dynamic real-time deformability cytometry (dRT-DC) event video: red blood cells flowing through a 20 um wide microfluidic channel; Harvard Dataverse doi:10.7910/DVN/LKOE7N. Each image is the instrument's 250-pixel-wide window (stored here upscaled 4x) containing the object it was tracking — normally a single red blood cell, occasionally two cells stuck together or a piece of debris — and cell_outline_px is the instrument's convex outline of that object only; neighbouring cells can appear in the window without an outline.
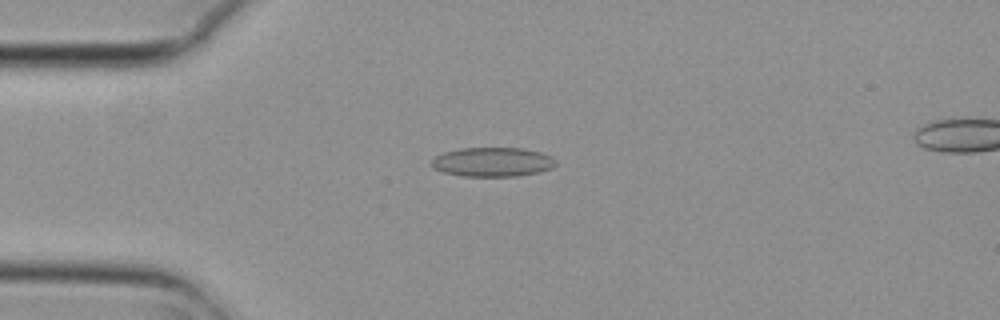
{"species": "common noctule bat (a hibernating species)", "species_latin": "Nyctalus noctula", "temperature_condition": "cold", "stored_images_in_passage": 5, "camera_frame_rate_fps": 3000, "um_per_image_px": 0.085, "animal": {"sex": "female", "body_mass_g": 29.2, "forearm_length_mm": 56.3}, "frame": {"image": 1, "passage_image": 3, "time_ms": 0.667, "image_size_px": [1000, 320], "cell_outline_px": [[556, 164], [552, 168], [540, 172], [516, 176], [460, 176], [444, 172], [432, 168], [428, 164], [432, 156], [444, 152], [460, 148], [524, 148], [540, 152], [552, 156], [556, 160]], "centroid_in_image_um": [41.82, 13.76], "position_along_channel_um": 43.2, "area_um2": 21.56}}
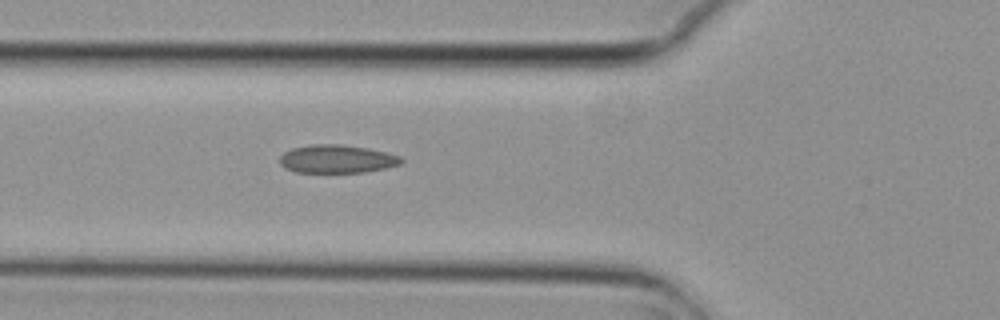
{"frame": {"image": 2, "passage_image": 5, "time_ms": 1.333, "image_size_px": [1000, 320], "cell_outline_px": [[404, 160], [400, 164], [384, 168], [364, 172], [296, 172], [284, 168], [280, 164], [280, 156], [284, 152], [292, 148], [312, 144], [340, 144], [368, 148], [400, 156]], "centroid_in_image_um": [28.61, 13.51], "position_along_channel_um": 97.2, "area_um2": 19.88}}